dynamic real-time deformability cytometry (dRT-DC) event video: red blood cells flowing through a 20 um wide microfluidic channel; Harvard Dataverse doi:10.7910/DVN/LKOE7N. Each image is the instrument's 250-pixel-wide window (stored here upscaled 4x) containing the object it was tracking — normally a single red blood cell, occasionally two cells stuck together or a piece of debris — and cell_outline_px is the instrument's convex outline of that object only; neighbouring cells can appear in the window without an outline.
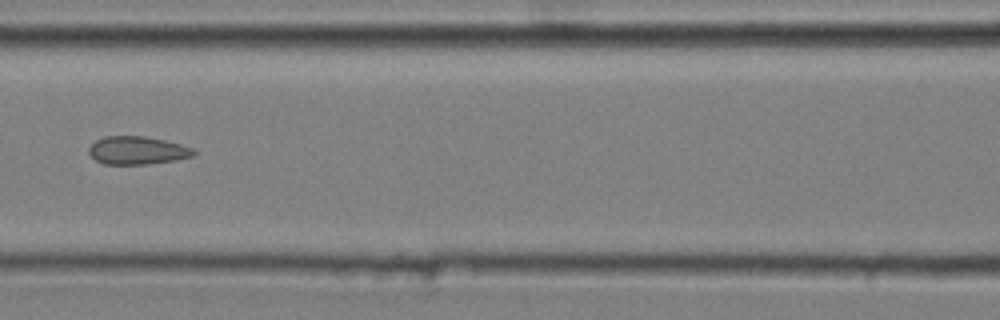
{"species": "common noctule bat (a hibernating species)", "species_latin": "Nyctalus noctula", "temperature_condition": "cold", "stored_images_in_passage": 4, "camera_frame_rate_fps": 3000, "um_per_image_px": 0.085, "animal": {"sex": "male", "body_mass_g": 20.4}, "frame": {"image": 1, "passage_image": 4, "time_ms": 1.0, "image_size_px": [1000, 320], "cell_outline_px": [[196, 152], [192, 156], [176, 160], [148, 164], [104, 164], [96, 160], [88, 152], [88, 148], [96, 140], [104, 136], [144, 136], [164, 140], [180, 144], [192, 148]], "centroid_in_image_um": [11.65, 12.78], "position_along_channel_um": 154.9, "area_um2": 17.05}}